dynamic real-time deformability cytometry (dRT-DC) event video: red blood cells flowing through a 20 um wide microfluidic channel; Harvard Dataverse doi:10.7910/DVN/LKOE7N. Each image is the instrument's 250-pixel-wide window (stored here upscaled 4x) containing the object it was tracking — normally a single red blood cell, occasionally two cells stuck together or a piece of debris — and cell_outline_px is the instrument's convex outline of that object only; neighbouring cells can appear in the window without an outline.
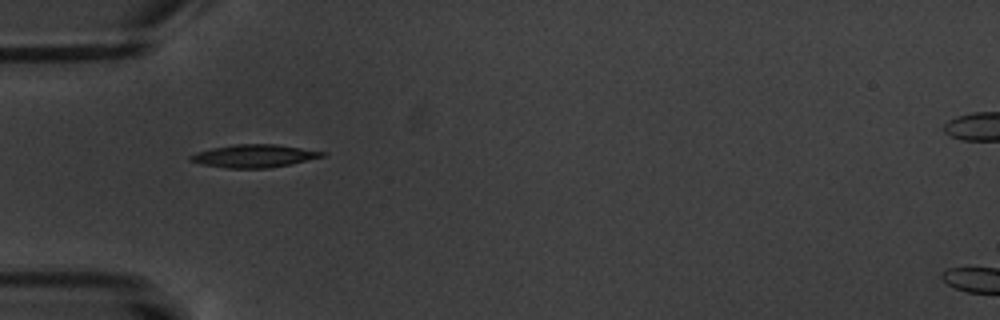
{"species": "common noctule bat (a hibernating species)", "species_latin": "Nyctalus noctula", "temperature_condition": "warm", "stored_images_in_passage": 7, "camera_frame_rate_fps": 3000, "um_per_image_px": 0.085, "animal": {"sex": "male", "body_mass_g": 20.1, "forearm_length_mm": 53.5}, "frame": {"image": 1, "passage_image": 5, "time_ms": 5.667, "image_size_px": [1000, 320], "cell_outline_px": [[328, 152], [324, 156], [292, 164], [268, 168], [224, 168], [200, 164], [188, 160], [188, 156], [196, 152], [212, 148], [232, 144], [276, 144]], "centroid_in_image_um": [21.57, 13.26], "position_along_channel_um": 63.4, "area_um2": 17.74}}